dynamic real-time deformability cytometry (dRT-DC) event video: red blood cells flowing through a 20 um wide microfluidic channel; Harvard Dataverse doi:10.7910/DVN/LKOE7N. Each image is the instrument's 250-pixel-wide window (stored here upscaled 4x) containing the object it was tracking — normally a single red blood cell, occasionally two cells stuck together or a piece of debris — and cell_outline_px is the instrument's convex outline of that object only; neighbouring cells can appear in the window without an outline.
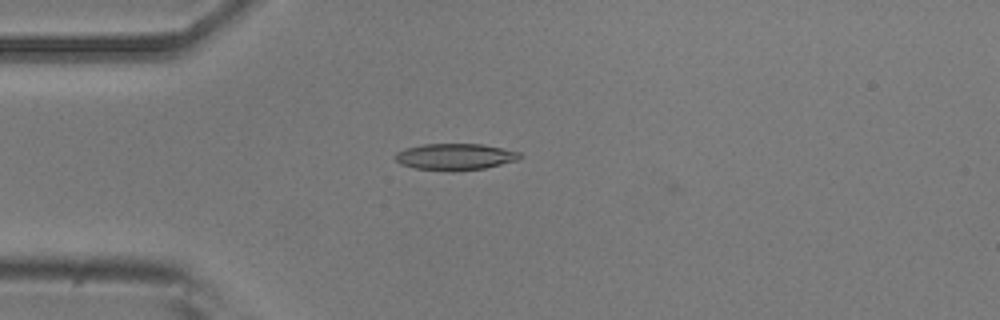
{"species": "common noctule bat (a hibernating species)", "species_latin": "Nyctalus noctula", "temperature_condition": "room temperature", "stored_images_in_passage": 44, "camera_frame_rate_fps": 3000, "um_per_image_px": 0.085, "animal": {"sex": "male", "body_mass_g": 20.5, "forearm_length_mm": 52.5}, "frame": {"image": 1, "passage_image": 6, "time_ms": 1.667, "image_size_px": [1000, 320], "cell_outline_px": [[520, 156], [516, 160], [484, 168], [452, 172], [412, 168], [400, 164], [392, 156], [396, 152], [404, 148], [424, 144], [480, 144], [520, 152]], "centroid_in_image_um": [38.58, 13.33], "position_along_channel_um": 46.4, "area_um2": 19.31}}
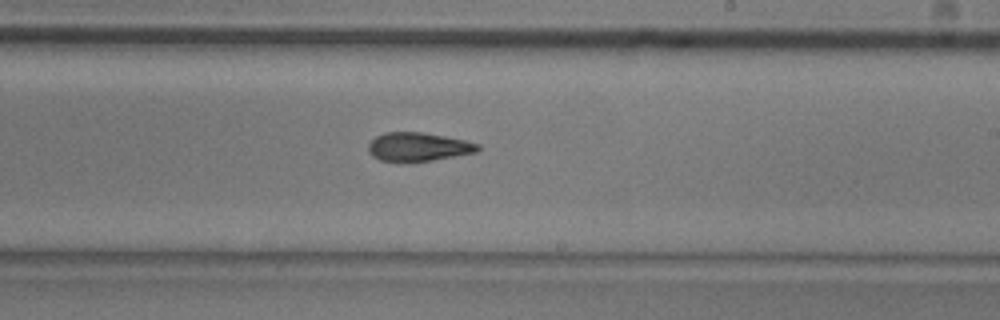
{"frame": {"image": 2, "passage_image": 23, "time_ms": 7.333, "image_size_px": [1000, 320], "cell_outline_px": [[480, 148], [476, 152], [432, 160], [380, 160], [372, 156], [368, 152], [368, 144], [376, 136], [384, 132], [420, 132], [444, 136], [464, 140], [480, 144]], "centroid_in_image_um": [35.54, 12.46], "position_along_channel_um": 253.5, "area_um2": 17.86}}
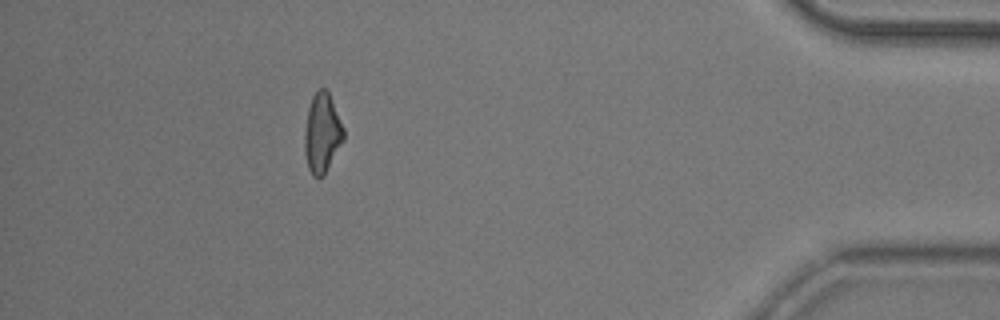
{"frame": {"image": 3, "passage_image": 39, "time_ms": 12.667, "image_size_px": [1000, 320], "cell_outline_px": [[344, 140], [324, 176], [320, 180], [312, 176], [308, 168], [304, 152], [304, 132], [308, 108], [312, 96], [320, 88], [324, 88], [328, 92], [344, 128]], "centroid_in_image_um": [27.37, 11.37], "position_along_channel_um": 407.8, "area_um2": 18.26}, "authors_computed_cell_mechanics": {"area_um2": 18.3515, "velocity_mm_per_s": 3.8951, "shape_relaxation_time_tau1_ms": 7.087, "shape_relaxation_time_tau2_ms": 3.4087, "deformation_change_tau1": 0.2031, "deformation_change_tau2": 0.1169}}